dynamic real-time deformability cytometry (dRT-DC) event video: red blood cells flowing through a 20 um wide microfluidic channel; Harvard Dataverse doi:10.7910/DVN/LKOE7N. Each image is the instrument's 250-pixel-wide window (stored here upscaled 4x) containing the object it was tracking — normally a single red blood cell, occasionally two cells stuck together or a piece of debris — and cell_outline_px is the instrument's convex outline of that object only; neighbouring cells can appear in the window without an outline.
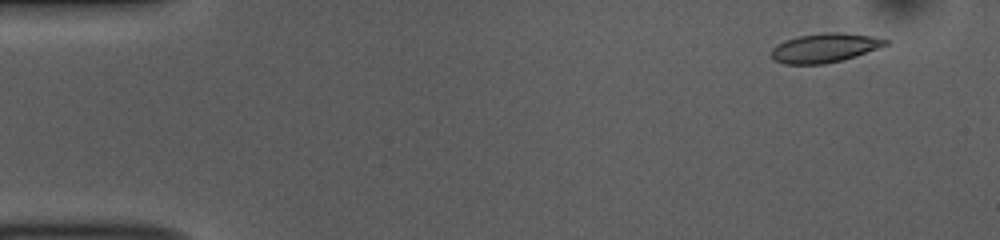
{"species": "common noctule bat (a hibernating species)", "species_latin": "Nyctalus noctula", "temperature_condition": "room temperature", "stored_images_in_passage": 53, "camera_frame_rate_fps": 3000, "um_per_image_px": 0.085, "animal": {"sex": "female", "body_mass_g": 10.0, "forearm_length_mm": 53.1}, "frame": {"image": 1, "passage_image": 4, "time_ms": 1.0, "image_size_px": [1000, 240], "cell_outline_px": [[888, 44], [856, 56], [824, 64], [784, 64], [772, 60], [772, 48], [788, 40], [800, 36], [824, 32], [840, 32], [872, 36], [888, 40]], "centroid_in_image_um": [70.1, 4.07], "position_along_channel_um": 14.9, "area_um2": 19.07}}
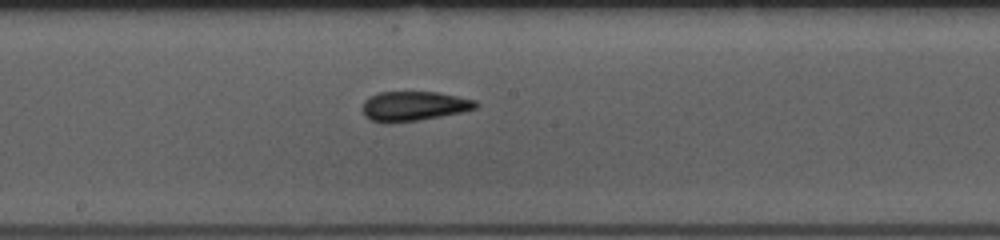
{"frame": {"image": 2, "passage_image": 28, "time_ms": 9.0, "image_size_px": [1000, 240], "cell_outline_px": [[480, 104], [476, 108], [460, 112], [420, 120], [392, 124], [384, 124], [368, 120], [364, 116], [364, 100], [368, 96], [380, 92], [436, 92], [476, 100]], "centroid_in_image_um": [35.13, 9.04], "position_along_channel_um": 213.1, "area_um2": 19.77}}
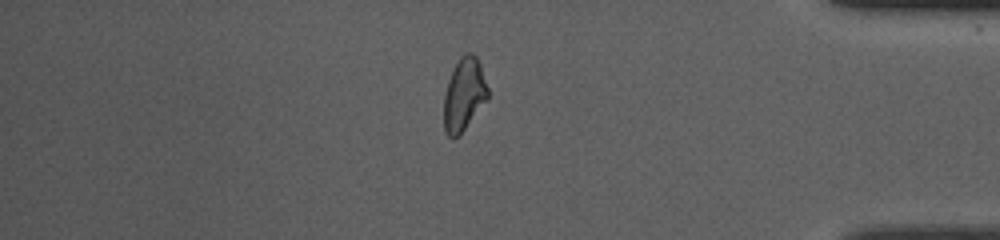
{"frame": {"image": 3, "passage_image": 45, "time_ms": 14.667, "image_size_px": [1000, 240], "cell_outline_px": [[488, 100], [460, 136], [452, 140], [444, 132], [444, 92], [448, 80], [460, 56], [464, 52], [472, 52], [476, 56], [480, 64], [488, 88]], "centroid_in_image_um": [39.44, 8.07], "position_along_channel_um": 395.8, "area_um2": 19.07}, "authors_computed_cell_mechanics": {"area_um2": 19.3052, "velocity_mm_per_s": 3.7617, "shape_relaxation_time_tau1_ms": null, "shape_relaxation_time_tau2_ms": 2.6196, "deformation_change_tau1": null, "deformation_change_tau2": 0.0776}}